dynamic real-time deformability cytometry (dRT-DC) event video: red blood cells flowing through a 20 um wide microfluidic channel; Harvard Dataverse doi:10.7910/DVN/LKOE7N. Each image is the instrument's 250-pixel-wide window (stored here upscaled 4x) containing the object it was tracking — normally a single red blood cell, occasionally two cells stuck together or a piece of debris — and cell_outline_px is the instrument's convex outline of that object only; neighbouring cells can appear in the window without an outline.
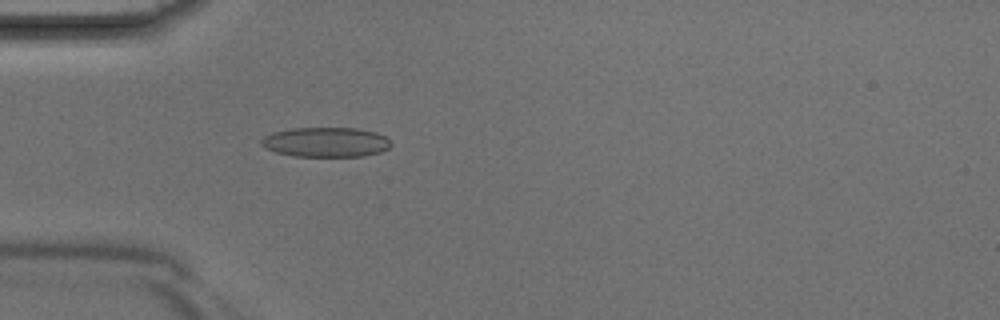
{"species": "Egyptian fruit bat (a non-hibernating species)", "species_latin": "Rousettus aegyptiacus", "temperature_condition": "room temperature", "stored_images_in_passage": 39, "camera_frame_rate_fps": 3000, "um_per_image_px": 0.085, "animal": {"sex": "male"}, "frame": {"image": 1, "passage_image": 10, "time_ms": 3.0, "image_size_px": [1000, 320], "cell_outline_px": [[392, 144], [388, 148], [380, 152], [364, 156], [296, 156], [276, 152], [264, 148], [260, 144], [260, 140], [264, 136], [272, 132], [292, 128], [356, 128], [376, 132], [384, 136]], "centroid_in_image_um": [27.67, 12.08], "position_along_channel_um": 57.3, "area_um2": 22.48}}
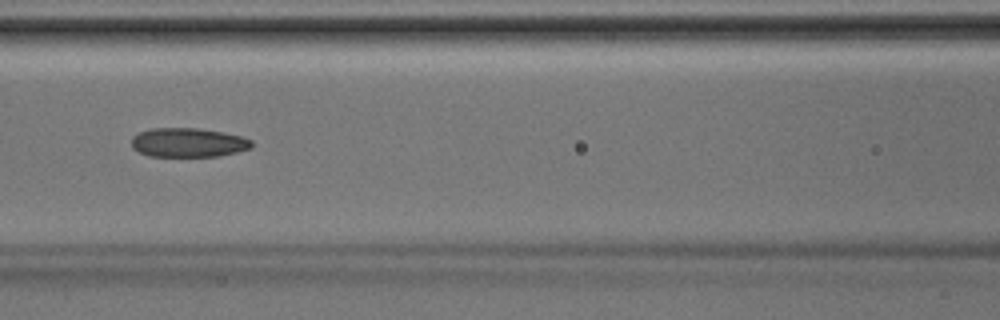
{"frame": {"image": 2, "passage_image": 16, "time_ms": 5.0, "image_size_px": [1000, 320], "cell_outline_px": [[252, 148], [220, 156], [148, 156], [132, 148], [132, 136], [136, 132], [148, 128], [200, 128], [240, 136], [252, 140]], "centroid_in_image_um": [15.95, 12.11], "position_along_channel_um": 150.6, "area_um2": 20.52}}
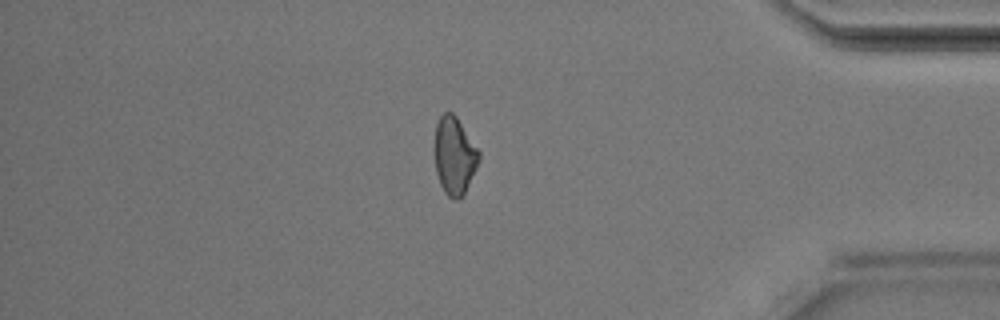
{"frame": {"image": 3, "passage_image": 33, "time_ms": 10.667, "image_size_px": [1000, 320], "cell_outline_px": [[480, 160], [464, 192], [456, 200], [448, 196], [444, 192], [440, 184], [436, 172], [432, 152], [432, 148], [436, 124], [440, 116], [444, 112], [452, 112], [456, 116], [480, 152]], "centroid_in_image_um": [38.57, 13.2], "position_along_channel_um": 396.6, "area_um2": 20.29}}